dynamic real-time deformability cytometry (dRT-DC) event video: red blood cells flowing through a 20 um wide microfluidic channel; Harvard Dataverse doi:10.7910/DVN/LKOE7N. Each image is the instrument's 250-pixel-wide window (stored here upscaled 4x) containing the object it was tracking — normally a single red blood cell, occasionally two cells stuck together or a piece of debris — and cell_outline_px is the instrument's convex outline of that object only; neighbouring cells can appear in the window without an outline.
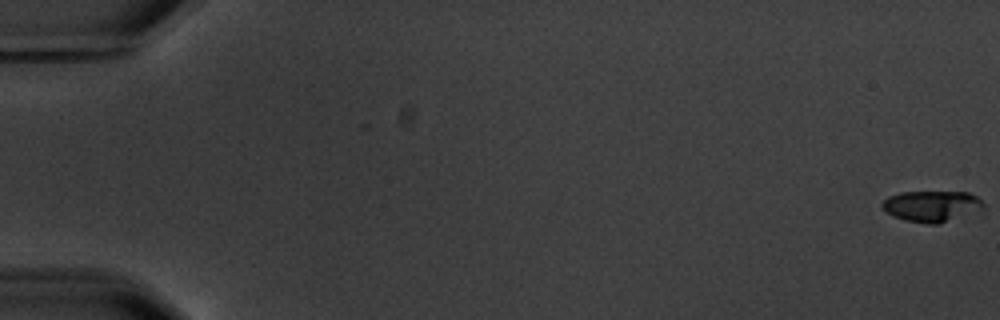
{"species": "common noctule bat (a hibernating species)", "species_latin": "Nyctalus noctula", "temperature_condition": "warm", "stored_images_in_passage": 6, "camera_frame_rate_fps": 3000, "um_per_image_px": 0.085, "animal": {"sex": "male", "body_mass_g": 20.1, "forearm_length_mm": 53.5}, "frame": {"image": 1, "passage_image": 1, "time_ms": 0.0, "image_size_px": [1000, 320], "cell_outline_px": [[984, 208], [940, 224], [928, 224], [904, 220], [892, 216], [880, 204], [888, 196], [900, 192], [968, 192], [976, 196], [984, 204]], "centroid_in_image_um": [79.17, 17.52], "position_along_channel_um": 5.8, "area_um2": 18.21}}
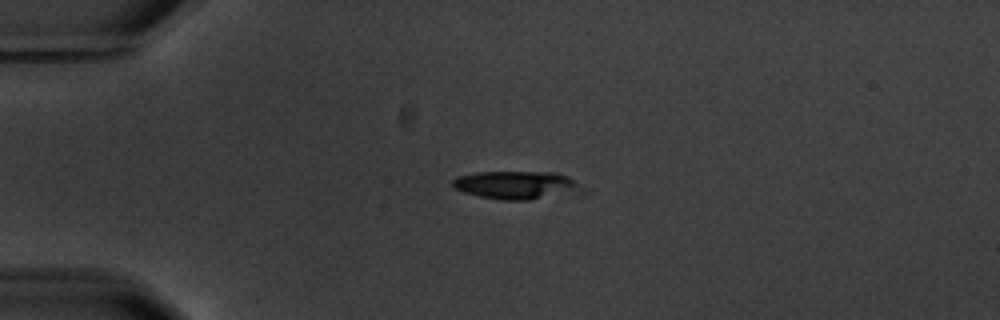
{"frame": {"image": 2, "passage_image": 5, "time_ms": 5.0, "image_size_px": [1000, 320], "cell_outline_px": [[588, 192], [580, 196], [528, 200], [500, 200], [480, 196], [464, 192], [456, 188], [452, 184], [452, 180], [460, 176], [476, 172], [556, 172], [568, 176]], "centroid_in_image_um": [44.1, 15.77], "position_along_channel_um": 40.9, "area_um2": 21.96}}